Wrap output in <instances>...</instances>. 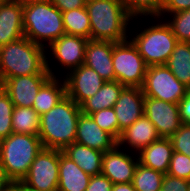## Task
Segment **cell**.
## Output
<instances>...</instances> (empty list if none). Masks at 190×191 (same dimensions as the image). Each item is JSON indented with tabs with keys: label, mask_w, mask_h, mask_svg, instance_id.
I'll return each mask as SVG.
<instances>
[{
	"label": "cell",
	"mask_w": 190,
	"mask_h": 191,
	"mask_svg": "<svg viewBox=\"0 0 190 191\" xmlns=\"http://www.w3.org/2000/svg\"><path fill=\"white\" fill-rule=\"evenodd\" d=\"M91 31L90 39L123 42L129 39L132 17L121 0H86Z\"/></svg>",
	"instance_id": "1"
},
{
	"label": "cell",
	"mask_w": 190,
	"mask_h": 191,
	"mask_svg": "<svg viewBox=\"0 0 190 191\" xmlns=\"http://www.w3.org/2000/svg\"><path fill=\"white\" fill-rule=\"evenodd\" d=\"M80 106L67 95L40 116L39 138L43 148L63 150L75 142Z\"/></svg>",
	"instance_id": "2"
},
{
	"label": "cell",
	"mask_w": 190,
	"mask_h": 191,
	"mask_svg": "<svg viewBox=\"0 0 190 191\" xmlns=\"http://www.w3.org/2000/svg\"><path fill=\"white\" fill-rule=\"evenodd\" d=\"M34 74H50L46 67V48L27 37L0 46V83Z\"/></svg>",
	"instance_id": "3"
},
{
	"label": "cell",
	"mask_w": 190,
	"mask_h": 191,
	"mask_svg": "<svg viewBox=\"0 0 190 191\" xmlns=\"http://www.w3.org/2000/svg\"><path fill=\"white\" fill-rule=\"evenodd\" d=\"M24 37L47 48L66 34L62 12L50 0H27L23 2Z\"/></svg>",
	"instance_id": "4"
},
{
	"label": "cell",
	"mask_w": 190,
	"mask_h": 191,
	"mask_svg": "<svg viewBox=\"0 0 190 191\" xmlns=\"http://www.w3.org/2000/svg\"><path fill=\"white\" fill-rule=\"evenodd\" d=\"M154 18V24H151L146 20L148 25L145 24V27L142 26L143 29L134 24L136 23L134 18L131 22L132 25H130L131 30H129L132 32L131 34H133L129 35V39L137 47L139 54L142 56L148 67L165 65L170 58L175 45L178 43L177 38L172 33V30L166 21L160 17ZM133 25L136 27L135 30ZM137 26L139 27L138 29Z\"/></svg>",
	"instance_id": "5"
},
{
	"label": "cell",
	"mask_w": 190,
	"mask_h": 191,
	"mask_svg": "<svg viewBox=\"0 0 190 191\" xmlns=\"http://www.w3.org/2000/svg\"><path fill=\"white\" fill-rule=\"evenodd\" d=\"M43 145L38 135L12 133L0 141V158L6 176L18 185Z\"/></svg>",
	"instance_id": "6"
},
{
	"label": "cell",
	"mask_w": 190,
	"mask_h": 191,
	"mask_svg": "<svg viewBox=\"0 0 190 191\" xmlns=\"http://www.w3.org/2000/svg\"><path fill=\"white\" fill-rule=\"evenodd\" d=\"M112 62L115 81L128 87H142L148 66L130 39L114 44Z\"/></svg>",
	"instance_id": "7"
},
{
	"label": "cell",
	"mask_w": 190,
	"mask_h": 191,
	"mask_svg": "<svg viewBox=\"0 0 190 191\" xmlns=\"http://www.w3.org/2000/svg\"><path fill=\"white\" fill-rule=\"evenodd\" d=\"M59 149L42 148L18 184L25 191H58Z\"/></svg>",
	"instance_id": "8"
},
{
	"label": "cell",
	"mask_w": 190,
	"mask_h": 191,
	"mask_svg": "<svg viewBox=\"0 0 190 191\" xmlns=\"http://www.w3.org/2000/svg\"><path fill=\"white\" fill-rule=\"evenodd\" d=\"M88 40L81 36L64 34L46 48V67L52 77H61L62 68L64 71L62 76H65L72 69L84 64L85 48ZM56 63L62 68H55ZM52 64L54 65L52 66ZM55 69L59 70V74L56 73Z\"/></svg>",
	"instance_id": "9"
},
{
	"label": "cell",
	"mask_w": 190,
	"mask_h": 191,
	"mask_svg": "<svg viewBox=\"0 0 190 191\" xmlns=\"http://www.w3.org/2000/svg\"><path fill=\"white\" fill-rule=\"evenodd\" d=\"M141 89L145 97L173 104H178L188 91L166 65L149 66Z\"/></svg>",
	"instance_id": "10"
},
{
	"label": "cell",
	"mask_w": 190,
	"mask_h": 191,
	"mask_svg": "<svg viewBox=\"0 0 190 191\" xmlns=\"http://www.w3.org/2000/svg\"><path fill=\"white\" fill-rule=\"evenodd\" d=\"M63 79L66 84V95L79 106L92 97L105 83L95 70L85 64L69 71Z\"/></svg>",
	"instance_id": "11"
},
{
	"label": "cell",
	"mask_w": 190,
	"mask_h": 191,
	"mask_svg": "<svg viewBox=\"0 0 190 191\" xmlns=\"http://www.w3.org/2000/svg\"><path fill=\"white\" fill-rule=\"evenodd\" d=\"M144 115L154 124L160 137L170 138L181 126L179 105L152 97L144 98Z\"/></svg>",
	"instance_id": "12"
},
{
	"label": "cell",
	"mask_w": 190,
	"mask_h": 191,
	"mask_svg": "<svg viewBox=\"0 0 190 191\" xmlns=\"http://www.w3.org/2000/svg\"><path fill=\"white\" fill-rule=\"evenodd\" d=\"M138 163L137 153L125 151L116 145L112 150L104 152L101 173L113 184L131 183Z\"/></svg>",
	"instance_id": "13"
},
{
	"label": "cell",
	"mask_w": 190,
	"mask_h": 191,
	"mask_svg": "<svg viewBox=\"0 0 190 191\" xmlns=\"http://www.w3.org/2000/svg\"><path fill=\"white\" fill-rule=\"evenodd\" d=\"M51 77V74L18 76L2 81L0 86L14 106L32 107L38 91Z\"/></svg>",
	"instance_id": "14"
},
{
	"label": "cell",
	"mask_w": 190,
	"mask_h": 191,
	"mask_svg": "<svg viewBox=\"0 0 190 191\" xmlns=\"http://www.w3.org/2000/svg\"><path fill=\"white\" fill-rule=\"evenodd\" d=\"M144 98L140 87L125 86L122 89L113 106L119 124V138L123 130L144 115Z\"/></svg>",
	"instance_id": "15"
},
{
	"label": "cell",
	"mask_w": 190,
	"mask_h": 191,
	"mask_svg": "<svg viewBox=\"0 0 190 191\" xmlns=\"http://www.w3.org/2000/svg\"><path fill=\"white\" fill-rule=\"evenodd\" d=\"M24 37L23 2L2 0L0 2V46Z\"/></svg>",
	"instance_id": "16"
},
{
	"label": "cell",
	"mask_w": 190,
	"mask_h": 191,
	"mask_svg": "<svg viewBox=\"0 0 190 191\" xmlns=\"http://www.w3.org/2000/svg\"><path fill=\"white\" fill-rule=\"evenodd\" d=\"M115 42L89 39L84 64L95 70L105 81H115L112 54Z\"/></svg>",
	"instance_id": "17"
},
{
	"label": "cell",
	"mask_w": 190,
	"mask_h": 191,
	"mask_svg": "<svg viewBox=\"0 0 190 191\" xmlns=\"http://www.w3.org/2000/svg\"><path fill=\"white\" fill-rule=\"evenodd\" d=\"M160 138L154 124L143 115L131 126L122 131L117 145L120 148L130 149V152L139 153L143 148Z\"/></svg>",
	"instance_id": "18"
},
{
	"label": "cell",
	"mask_w": 190,
	"mask_h": 191,
	"mask_svg": "<svg viewBox=\"0 0 190 191\" xmlns=\"http://www.w3.org/2000/svg\"><path fill=\"white\" fill-rule=\"evenodd\" d=\"M75 142L90 148L106 152L112 150L117 141L95 123L90 115L80 114Z\"/></svg>",
	"instance_id": "19"
},
{
	"label": "cell",
	"mask_w": 190,
	"mask_h": 191,
	"mask_svg": "<svg viewBox=\"0 0 190 191\" xmlns=\"http://www.w3.org/2000/svg\"><path fill=\"white\" fill-rule=\"evenodd\" d=\"M173 152L170 138L160 137L137 154L140 164L167 174Z\"/></svg>",
	"instance_id": "20"
},
{
	"label": "cell",
	"mask_w": 190,
	"mask_h": 191,
	"mask_svg": "<svg viewBox=\"0 0 190 191\" xmlns=\"http://www.w3.org/2000/svg\"><path fill=\"white\" fill-rule=\"evenodd\" d=\"M91 175L85 173L73 160L59 150L58 191H85Z\"/></svg>",
	"instance_id": "21"
},
{
	"label": "cell",
	"mask_w": 190,
	"mask_h": 191,
	"mask_svg": "<svg viewBox=\"0 0 190 191\" xmlns=\"http://www.w3.org/2000/svg\"><path fill=\"white\" fill-rule=\"evenodd\" d=\"M62 152L73 160L85 173L93 176L102 172V157L104 152L76 142L66 146Z\"/></svg>",
	"instance_id": "22"
},
{
	"label": "cell",
	"mask_w": 190,
	"mask_h": 191,
	"mask_svg": "<svg viewBox=\"0 0 190 191\" xmlns=\"http://www.w3.org/2000/svg\"><path fill=\"white\" fill-rule=\"evenodd\" d=\"M124 87L118 81H105L92 97H89L80 105L82 114L90 115L102 109L112 108Z\"/></svg>",
	"instance_id": "23"
},
{
	"label": "cell",
	"mask_w": 190,
	"mask_h": 191,
	"mask_svg": "<svg viewBox=\"0 0 190 191\" xmlns=\"http://www.w3.org/2000/svg\"><path fill=\"white\" fill-rule=\"evenodd\" d=\"M66 96L63 77H51L38 91L32 108L41 116L56 106Z\"/></svg>",
	"instance_id": "24"
},
{
	"label": "cell",
	"mask_w": 190,
	"mask_h": 191,
	"mask_svg": "<svg viewBox=\"0 0 190 191\" xmlns=\"http://www.w3.org/2000/svg\"><path fill=\"white\" fill-rule=\"evenodd\" d=\"M174 76L190 87V42H178L165 64Z\"/></svg>",
	"instance_id": "25"
},
{
	"label": "cell",
	"mask_w": 190,
	"mask_h": 191,
	"mask_svg": "<svg viewBox=\"0 0 190 191\" xmlns=\"http://www.w3.org/2000/svg\"><path fill=\"white\" fill-rule=\"evenodd\" d=\"M12 130L18 134L39 135L40 115L32 107L15 106L12 114Z\"/></svg>",
	"instance_id": "26"
},
{
	"label": "cell",
	"mask_w": 190,
	"mask_h": 191,
	"mask_svg": "<svg viewBox=\"0 0 190 191\" xmlns=\"http://www.w3.org/2000/svg\"><path fill=\"white\" fill-rule=\"evenodd\" d=\"M63 26L67 35L90 39L91 24L86 7L62 12Z\"/></svg>",
	"instance_id": "27"
},
{
	"label": "cell",
	"mask_w": 190,
	"mask_h": 191,
	"mask_svg": "<svg viewBox=\"0 0 190 191\" xmlns=\"http://www.w3.org/2000/svg\"><path fill=\"white\" fill-rule=\"evenodd\" d=\"M165 174L138 163L132 179L136 191H160Z\"/></svg>",
	"instance_id": "28"
},
{
	"label": "cell",
	"mask_w": 190,
	"mask_h": 191,
	"mask_svg": "<svg viewBox=\"0 0 190 191\" xmlns=\"http://www.w3.org/2000/svg\"><path fill=\"white\" fill-rule=\"evenodd\" d=\"M129 15L138 23L145 18L159 17L163 0H121Z\"/></svg>",
	"instance_id": "29"
},
{
	"label": "cell",
	"mask_w": 190,
	"mask_h": 191,
	"mask_svg": "<svg viewBox=\"0 0 190 191\" xmlns=\"http://www.w3.org/2000/svg\"><path fill=\"white\" fill-rule=\"evenodd\" d=\"M159 17L170 26L178 42H190V9L177 13L160 14Z\"/></svg>",
	"instance_id": "30"
},
{
	"label": "cell",
	"mask_w": 190,
	"mask_h": 191,
	"mask_svg": "<svg viewBox=\"0 0 190 191\" xmlns=\"http://www.w3.org/2000/svg\"><path fill=\"white\" fill-rule=\"evenodd\" d=\"M14 107L9 95L0 86V141L13 133L12 114Z\"/></svg>",
	"instance_id": "31"
},
{
	"label": "cell",
	"mask_w": 190,
	"mask_h": 191,
	"mask_svg": "<svg viewBox=\"0 0 190 191\" xmlns=\"http://www.w3.org/2000/svg\"><path fill=\"white\" fill-rule=\"evenodd\" d=\"M90 116L101 129L109 133L116 141H118L119 124L113 107L96 111L90 114Z\"/></svg>",
	"instance_id": "32"
},
{
	"label": "cell",
	"mask_w": 190,
	"mask_h": 191,
	"mask_svg": "<svg viewBox=\"0 0 190 191\" xmlns=\"http://www.w3.org/2000/svg\"><path fill=\"white\" fill-rule=\"evenodd\" d=\"M167 174L190 181V157L174 151Z\"/></svg>",
	"instance_id": "33"
},
{
	"label": "cell",
	"mask_w": 190,
	"mask_h": 191,
	"mask_svg": "<svg viewBox=\"0 0 190 191\" xmlns=\"http://www.w3.org/2000/svg\"><path fill=\"white\" fill-rule=\"evenodd\" d=\"M170 140L173 151L190 157V123H182Z\"/></svg>",
	"instance_id": "34"
},
{
	"label": "cell",
	"mask_w": 190,
	"mask_h": 191,
	"mask_svg": "<svg viewBox=\"0 0 190 191\" xmlns=\"http://www.w3.org/2000/svg\"><path fill=\"white\" fill-rule=\"evenodd\" d=\"M189 181L165 174L160 191H188Z\"/></svg>",
	"instance_id": "35"
},
{
	"label": "cell",
	"mask_w": 190,
	"mask_h": 191,
	"mask_svg": "<svg viewBox=\"0 0 190 191\" xmlns=\"http://www.w3.org/2000/svg\"><path fill=\"white\" fill-rule=\"evenodd\" d=\"M113 183L102 173L93 175L85 191H111Z\"/></svg>",
	"instance_id": "36"
},
{
	"label": "cell",
	"mask_w": 190,
	"mask_h": 191,
	"mask_svg": "<svg viewBox=\"0 0 190 191\" xmlns=\"http://www.w3.org/2000/svg\"><path fill=\"white\" fill-rule=\"evenodd\" d=\"M190 9V0H163L160 14L177 13Z\"/></svg>",
	"instance_id": "37"
},
{
	"label": "cell",
	"mask_w": 190,
	"mask_h": 191,
	"mask_svg": "<svg viewBox=\"0 0 190 191\" xmlns=\"http://www.w3.org/2000/svg\"><path fill=\"white\" fill-rule=\"evenodd\" d=\"M61 12L86 6V0H50Z\"/></svg>",
	"instance_id": "38"
},
{
	"label": "cell",
	"mask_w": 190,
	"mask_h": 191,
	"mask_svg": "<svg viewBox=\"0 0 190 191\" xmlns=\"http://www.w3.org/2000/svg\"><path fill=\"white\" fill-rule=\"evenodd\" d=\"M181 123H190V90L188 89L185 97L178 103Z\"/></svg>",
	"instance_id": "39"
},
{
	"label": "cell",
	"mask_w": 190,
	"mask_h": 191,
	"mask_svg": "<svg viewBox=\"0 0 190 191\" xmlns=\"http://www.w3.org/2000/svg\"><path fill=\"white\" fill-rule=\"evenodd\" d=\"M14 184L6 176L3 164L0 158V191H13Z\"/></svg>",
	"instance_id": "40"
},
{
	"label": "cell",
	"mask_w": 190,
	"mask_h": 191,
	"mask_svg": "<svg viewBox=\"0 0 190 191\" xmlns=\"http://www.w3.org/2000/svg\"><path fill=\"white\" fill-rule=\"evenodd\" d=\"M111 191H136L132 183H117L113 184Z\"/></svg>",
	"instance_id": "41"
},
{
	"label": "cell",
	"mask_w": 190,
	"mask_h": 191,
	"mask_svg": "<svg viewBox=\"0 0 190 191\" xmlns=\"http://www.w3.org/2000/svg\"><path fill=\"white\" fill-rule=\"evenodd\" d=\"M13 191H25L22 188H20L18 185H14Z\"/></svg>",
	"instance_id": "42"
}]
</instances>
